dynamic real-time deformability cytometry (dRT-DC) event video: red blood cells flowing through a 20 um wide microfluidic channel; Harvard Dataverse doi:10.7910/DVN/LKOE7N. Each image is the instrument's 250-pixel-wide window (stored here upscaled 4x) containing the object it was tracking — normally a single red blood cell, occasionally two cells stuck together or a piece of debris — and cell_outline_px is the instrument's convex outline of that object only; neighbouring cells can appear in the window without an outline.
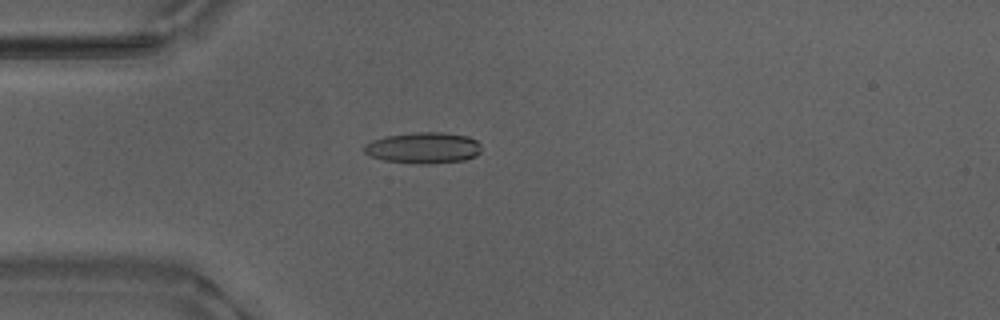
{"species": "Egyptian fruit bat (a non-hibernating species)", "species_latin": "Rousettus aegyptiacus", "temperature_condition": "warm", "stored_images_in_passage": 53, "camera_frame_rate_fps": 3000, "um_per_image_px": 0.085, "animal": {"sex": "male"}, "frame": {"image": 1, "passage_image": 15, "time_ms": 4.667, "image_size_px": [1000, 320], "cell_outline_px": [[480, 152], [476, 156], [464, 160], [424, 164], [420, 164], [384, 160], [368, 156], [364, 152], [364, 144], [372, 140], [388, 136], [416, 132], [444, 132], [468, 136], [476, 140], [480, 144]], "centroid_in_image_um": [35.98, 12.56], "position_along_channel_um": 49.0, "area_um2": 21.27}}
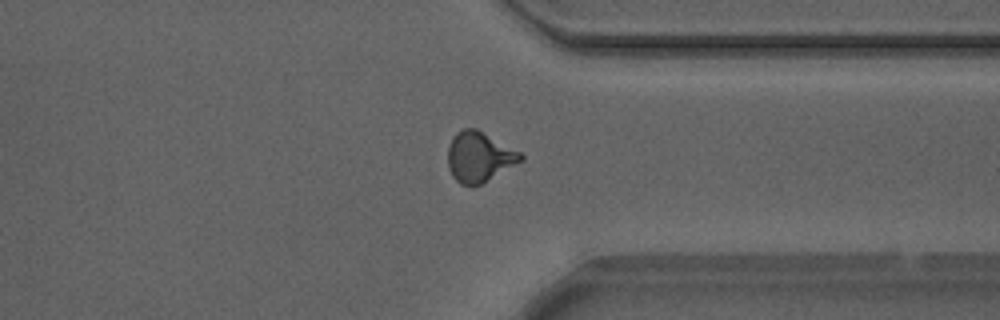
{"frame": {"image": 2, "passage_image": 41, "time_ms": 13.333, "image_size_px": [1000, 320], "cell_outline_px": [[524, 160], [480, 184], [460, 184], [452, 176], [448, 168], [448, 148], [452, 136], [456, 132], [464, 128], [476, 128], [520, 152], [524, 156]], "centroid_in_image_um": [40.72, 13.31], "position_along_channel_um": 370.7, "area_um2": 21.1}}
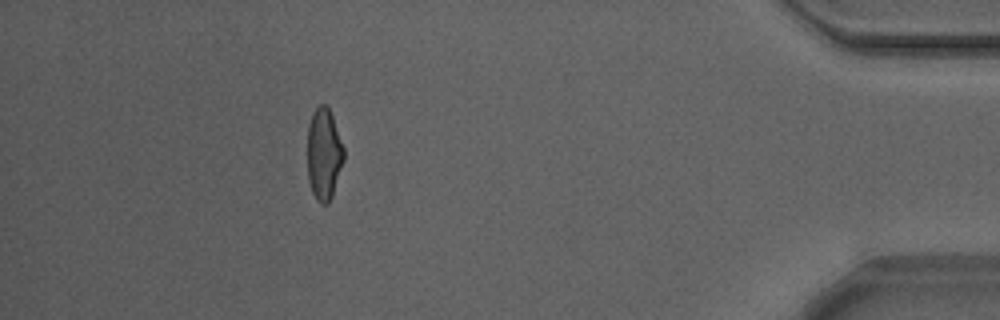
{"frame": {"image": 3, "passage_image": 48, "time_ms": 15.667, "image_size_px": [1000, 320], "cell_outline_px": [[344, 160], [332, 196], [328, 204], [320, 204], [316, 200], [312, 192], [308, 180], [308, 124], [312, 112], [320, 104], [324, 104], [328, 108], [332, 116], [344, 148]], "centroid_in_image_um": [27.52, 13.12], "position_along_channel_um": 407.7, "area_um2": 19.48}, "authors_computed_cell_mechanics": {"area_um2": 20.1722, "velocity_mm_per_s": 3.8836, "shape_relaxation_time_tau1_ms": 8.603, "shape_relaxation_time_tau2_ms": 1.5191, "deformation_change_tau1": 0.2312, "deformation_change_tau2": 0.0894}}